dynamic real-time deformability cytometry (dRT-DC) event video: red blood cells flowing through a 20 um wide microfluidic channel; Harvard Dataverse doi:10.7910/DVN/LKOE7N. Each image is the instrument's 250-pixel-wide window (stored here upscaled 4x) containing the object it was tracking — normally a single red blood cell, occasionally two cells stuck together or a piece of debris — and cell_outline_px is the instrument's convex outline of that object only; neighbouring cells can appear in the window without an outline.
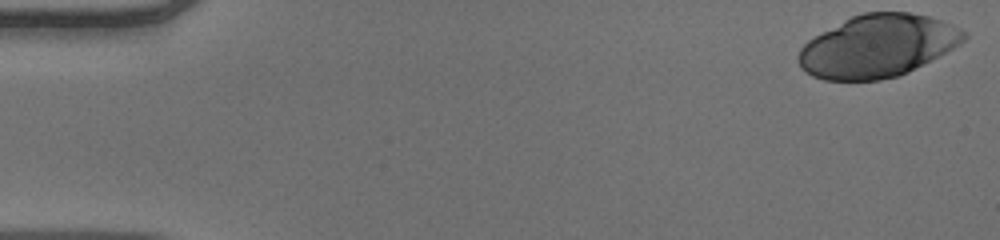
{"species": "human", "species_latin": "Homo sapiens", "temperature_condition": "warm", "stored_images_in_passage": 51, "camera_frame_rate_fps": 3000, "um_per_image_px": 0.085, "donor": {"sex": "male"}, "frame": {"image": 1, "passage_image": 1, "time_ms": 0.0, "image_size_px": [1000, 240], "cell_outline_px": [[968, 36], [964, 40], [952, 48], [908, 72], [896, 76], [880, 80], [824, 80], [812, 76], [804, 72], [800, 68], [796, 56], [800, 48], [808, 40], [844, 20], [852, 16], [864, 12], [908, 12], [928, 16], [940, 20], [960, 28]], "centroid_in_image_um": [74.54, 3.92], "position_along_channel_um": 10.5, "area_um2": 59.82}}
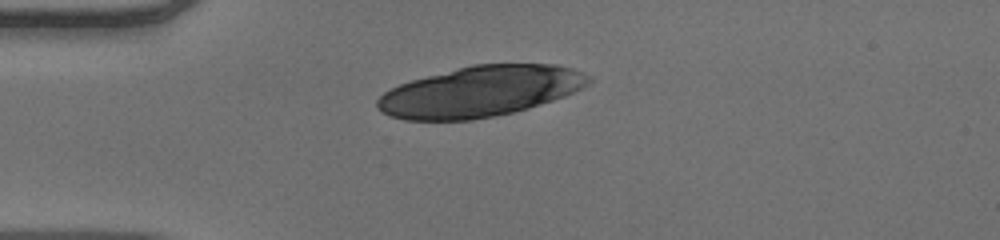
{"frame": {"image": 2, "passage_image": 13, "time_ms": 4.0, "image_size_px": [1000, 240], "cell_outline_px": [[592, 80], [588, 84], [564, 96], [528, 108], [496, 116], [472, 120], [404, 120], [388, 116], [380, 112], [376, 108], [376, 100], [384, 92], [400, 84], [412, 80], [472, 64], [556, 64], [572, 68], [592, 76]], "centroid_in_image_um": [40.79, 7.78], "position_along_channel_um": 44.2, "area_um2": 62.31}}